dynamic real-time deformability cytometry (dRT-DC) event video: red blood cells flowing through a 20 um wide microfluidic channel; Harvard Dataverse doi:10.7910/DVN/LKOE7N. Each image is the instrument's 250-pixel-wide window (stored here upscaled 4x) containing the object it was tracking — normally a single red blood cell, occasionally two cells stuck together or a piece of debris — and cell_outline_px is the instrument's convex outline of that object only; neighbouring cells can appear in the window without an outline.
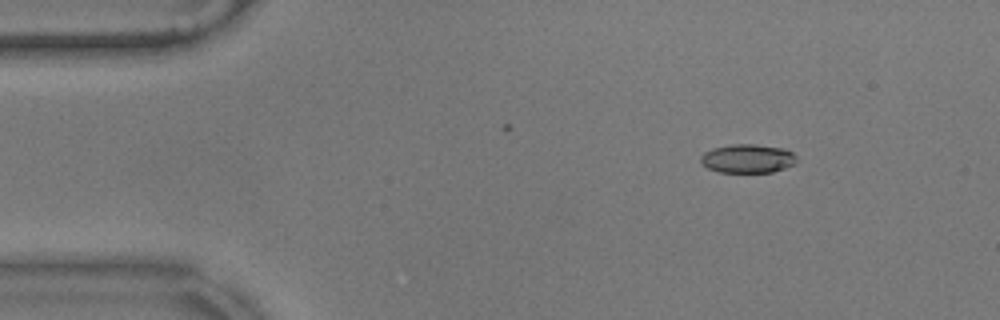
{"species": "common noctule bat (a hibernating species)", "species_latin": "Nyctalus noctula", "temperature_condition": "warm", "stored_images_in_passage": 17, "camera_frame_rate_fps": 3000, "um_per_image_px": 0.085, "animal": {"sex": "male", "body_mass_g": 17.9}, "frame": {"image": 1, "passage_image": 7, "time_ms": 2.0, "image_size_px": [1000, 320], "cell_outline_px": [[796, 164], [772, 172], [720, 172], [708, 168], [700, 160], [700, 156], [704, 152], [712, 148], [732, 144], [756, 144], [784, 148], [792, 152], [796, 156]], "centroid_in_image_um": [63.56, 13.47], "position_along_channel_um": 21.4, "area_um2": 16.13}}
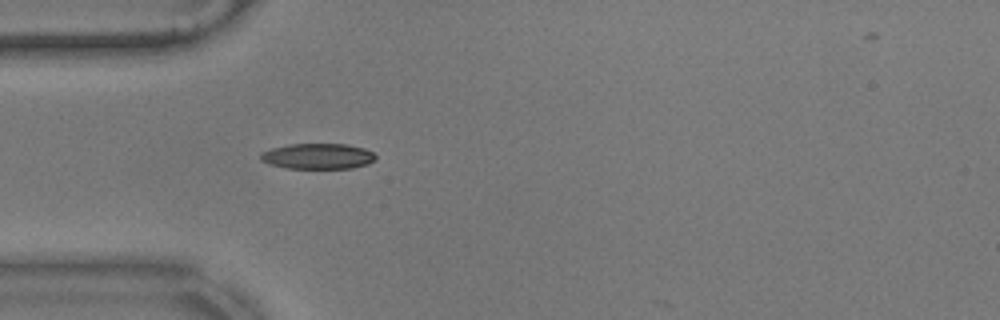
{"frame": {"image": 2, "passage_image": 16, "time_ms": 5.0, "image_size_px": [1000, 320], "cell_outline_px": [[376, 160], [368, 164], [352, 168], [284, 168], [268, 164], [260, 160], [260, 152], [272, 148], [288, 144], [348, 144], [364, 148], [372, 152], [376, 156]], "centroid_in_image_um": [27.0, 13.28], "position_along_channel_um": 58.0, "area_um2": 17.34}}